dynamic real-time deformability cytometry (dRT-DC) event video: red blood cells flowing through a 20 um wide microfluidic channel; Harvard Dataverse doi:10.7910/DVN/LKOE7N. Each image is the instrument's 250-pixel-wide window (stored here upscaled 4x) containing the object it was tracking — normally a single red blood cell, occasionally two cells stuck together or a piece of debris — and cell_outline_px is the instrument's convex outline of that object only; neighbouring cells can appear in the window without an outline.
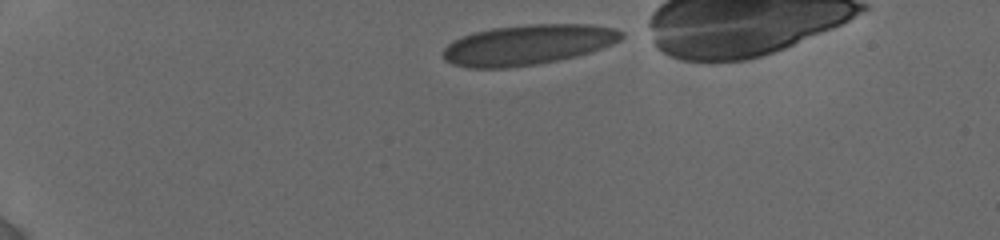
{"species": "human", "species_latin": "Homo sapiens", "temperature_condition": "cold", "stored_images_in_passage": 10, "camera_frame_rate_fps": 3000, "um_per_image_px": 0.085, "donor": {"sex": "female"}, "frame": {"image": 1, "passage_image": 1, "time_ms": 0.0, "image_size_px": [1000, 240], "cell_outline_px": [[624, 36], [620, 40], [612, 44], [576, 56], [536, 64], [508, 68], [468, 68], [452, 64], [444, 60], [440, 56], [440, 52], [452, 40], [460, 36], [472, 32], [492, 28], [528, 24], [588, 24], [612, 28], [624, 32]], "centroid_in_image_um": [44.78, 3.8], "position_along_channel_um": 40.2, "area_um2": 42.02}}